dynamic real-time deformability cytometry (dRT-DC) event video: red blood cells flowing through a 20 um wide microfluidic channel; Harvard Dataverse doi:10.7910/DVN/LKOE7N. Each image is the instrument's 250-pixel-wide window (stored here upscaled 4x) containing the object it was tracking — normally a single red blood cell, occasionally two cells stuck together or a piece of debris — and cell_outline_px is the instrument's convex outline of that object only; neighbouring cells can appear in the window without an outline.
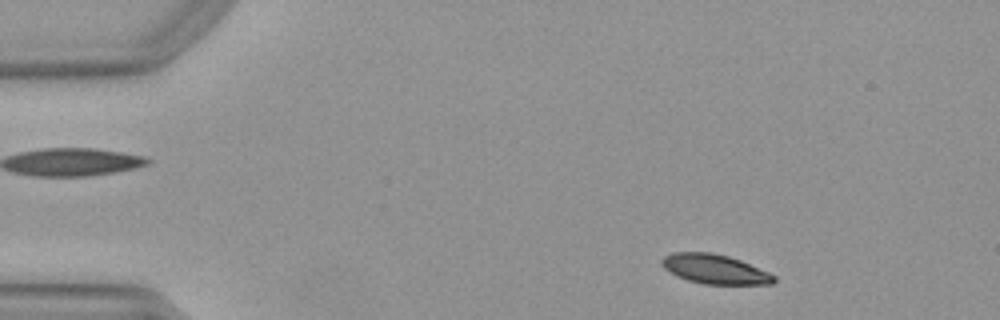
{"species": "Egyptian fruit bat (a non-hibernating species)", "species_latin": "Rousettus aegyptiacus", "temperature_condition": "warm", "stored_images_in_passage": 15, "camera_frame_rate_fps": 3000, "um_per_image_px": 0.085, "animal": {"sex": "female"}, "frame": {"image": 1, "passage_image": 4, "time_ms": 1.0, "image_size_px": [1000, 320], "cell_outline_px": [[776, 280], [772, 284], [704, 284], [688, 280], [676, 276], [668, 272], [660, 264], [660, 260], [664, 256], [672, 252], [712, 252], [728, 256], [740, 260], [768, 272], [776, 276]], "centroid_in_image_um": [60.71, 22.87], "position_along_channel_um": 24.3, "area_um2": 19.36}}
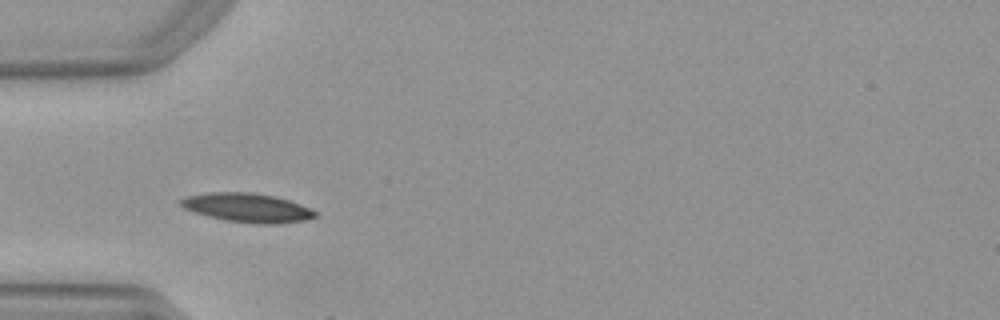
{"frame": {"image": 2, "passage_image": 13, "time_ms": 4.0, "image_size_px": [1000, 320], "cell_outline_px": [[316, 216], [304, 220], [272, 224], [256, 224], [224, 220], [208, 216], [184, 208], [180, 204], [180, 200], [184, 196], [208, 192], [252, 192], [276, 196], [312, 208], [316, 212]], "centroid_in_image_um": [21.01, 17.64], "position_along_channel_um": 64.0, "area_um2": 22.72}}